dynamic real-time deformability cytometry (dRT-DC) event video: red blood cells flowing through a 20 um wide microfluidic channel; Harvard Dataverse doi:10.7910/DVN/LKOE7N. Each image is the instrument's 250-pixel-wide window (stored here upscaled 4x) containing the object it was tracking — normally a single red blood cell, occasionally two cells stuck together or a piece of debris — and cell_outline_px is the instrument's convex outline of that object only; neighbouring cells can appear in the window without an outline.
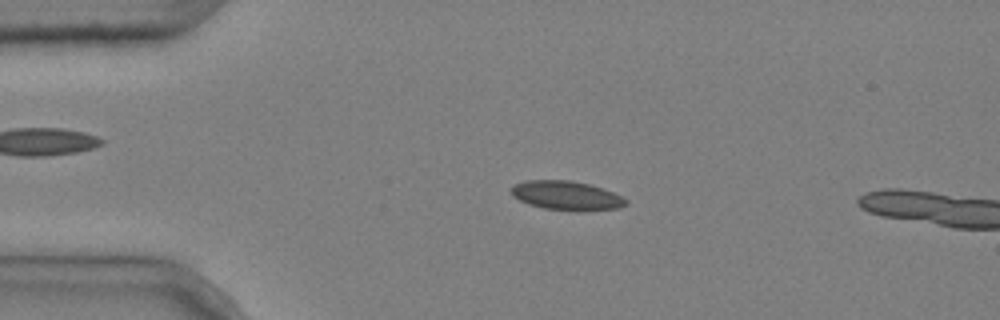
{"species": "common noctule bat (a hibernating species)", "species_latin": "Nyctalus noctula", "temperature_condition": "cold", "stored_images_in_passage": 4, "camera_frame_rate_fps": 3000, "um_per_image_px": 0.085, "animal": {"sex": "male", "body_mass_g": 20.4}, "frame": {"image": 1, "passage_image": 3, "time_ms": 0.667, "image_size_px": [1000, 320], "cell_outline_px": [[628, 204], [620, 208], [584, 212], [580, 212], [544, 208], [528, 204], [512, 196], [508, 188], [524, 180], [568, 180], [588, 184], [612, 192], [628, 200]], "centroid_in_image_um": [48.14, 16.64], "position_along_channel_um": 36.9, "area_um2": 19.71}}